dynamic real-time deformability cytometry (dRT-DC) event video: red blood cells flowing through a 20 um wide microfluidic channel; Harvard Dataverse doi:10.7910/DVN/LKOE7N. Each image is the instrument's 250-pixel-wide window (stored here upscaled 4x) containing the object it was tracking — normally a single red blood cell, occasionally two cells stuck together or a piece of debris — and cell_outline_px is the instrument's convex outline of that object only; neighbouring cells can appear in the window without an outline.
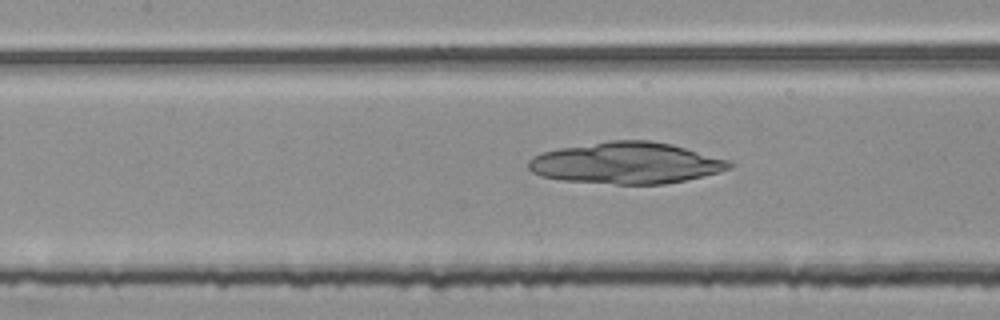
{"species": "common noctule bat (a hibernating species)", "species_latin": "Nyctalus noctula", "temperature_condition": "room temperature", "stored_images_in_passage": 40, "camera_frame_rate_fps": 3000, "um_per_image_px": 0.085, "animal": {"sex": "female", "body_mass_g": 25.1}, "frame": {"image": 1, "passage_image": 10, "time_ms": 3.0, "image_size_px": [1000, 320], "cell_outline_px": [[732, 164], [728, 168], [716, 172], [684, 180], [664, 184], [616, 184], [560, 180], [540, 176], [532, 172], [528, 168], [528, 160], [544, 152], [560, 148], [612, 140], [648, 140], [672, 144], [728, 160]], "centroid_in_image_um": [53.19, 13.86], "position_along_channel_um": 154.2, "area_um2": 47.97}}
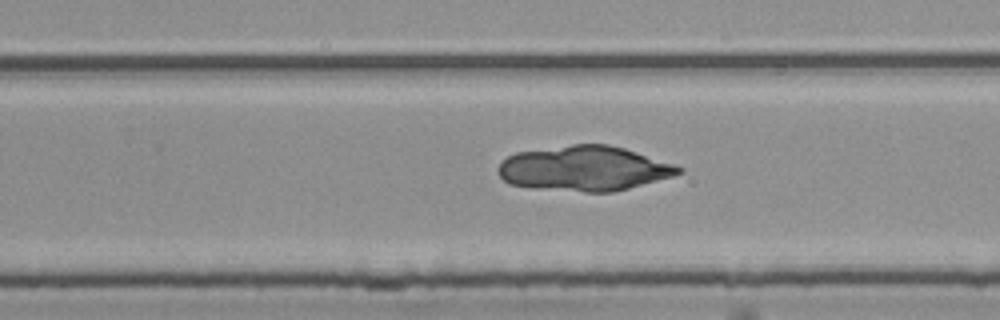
{"frame": {"image": 2, "passage_image": 20, "time_ms": 6.333, "image_size_px": [1000, 320], "cell_outline_px": [[684, 172], [672, 176], [628, 188], [612, 192], [584, 192], [532, 188], [508, 184], [500, 176], [500, 164], [508, 156], [516, 152], [572, 144], [608, 144], [624, 148], [684, 168]], "centroid_in_image_um": [49.64, 14.32], "position_along_channel_um": 280.2, "area_um2": 46.93}}
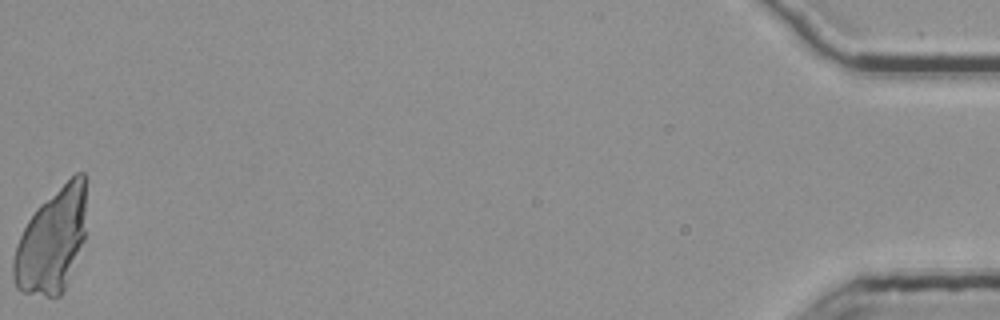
{"frame": {"image": 3, "passage_image": 40, "time_ms": 13.0, "image_size_px": [1000, 320], "cell_outline_px": [[84, 240], [64, 292], [60, 296], [44, 296], [20, 292], [16, 288], [12, 276], [12, 260], [16, 244], [28, 220], [36, 208], [40, 204], [76, 172], [84, 172]], "centroid_in_image_um": [4.37, 20.52], "position_along_channel_um": 430.8, "area_um2": 44.1}}